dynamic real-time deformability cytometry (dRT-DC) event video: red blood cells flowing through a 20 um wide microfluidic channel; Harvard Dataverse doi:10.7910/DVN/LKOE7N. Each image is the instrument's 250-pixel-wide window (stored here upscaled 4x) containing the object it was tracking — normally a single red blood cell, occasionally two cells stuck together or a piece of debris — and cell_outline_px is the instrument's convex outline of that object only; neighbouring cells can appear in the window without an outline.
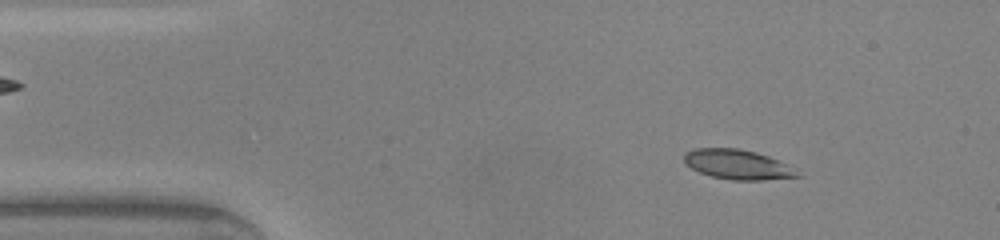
{"species": "common noctule bat (a hibernating species)", "species_latin": "Nyctalus noctula", "temperature_condition": "warm", "stored_images_in_passage": 46, "camera_frame_rate_fps": 3000, "um_per_image_px": 0.085, "animal": {"sex": "male", "body_mass_g": 20.0, "forearm_length_mm": 53.3}, "frame": {"image": 1, "passage_image": 5, "time_ms": 1.333, "image_size_px": [1000, 240], "cell_outline_px": [[804, 176], [764, 180], [732, 180], [712, 176], [700, 172], [684, 164], [684, 152], [696, 148], [740, 148], [756, 152], [768, 156], [784, 164]], "centroid_in_image_um": [62.65, 13.98], "position_along_channel_um": 22.3, "area_um2": 19.48}}
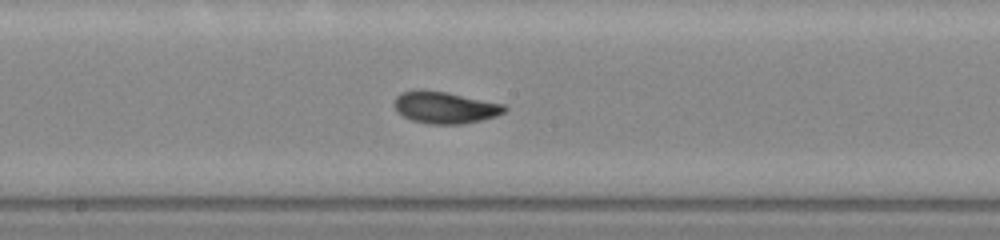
{"frame": {"image": 2, "passage_image": 23, "time_ms": 7.333, "image_size_px": [1000, 240], "cell_outline_px": [[508, 108], [504, 112], [496, 116], [464, 124], [432, 124], [412, 120], [404, 116], [396, 108], [396, 96], [400, 92], [444, 92], [504, 104]], "centroid_in_image_um": [37.89, 9.17], "position_along_channel_um": 210.3, "area_um2": 19.59}}
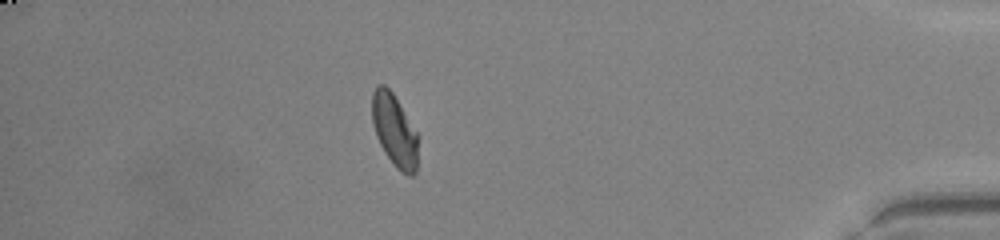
{"frame": {"image": 3, "passage_image": 40, "time_ms": 13.0, "image_size_px": [1000, 240], "cell_outline_px": [[420, 136], [416, 172], [412, 176], [408, 176], [400, 172], [396, 168], [384, 152], [376, 136], [372, 124], [372, 92], [376, 84], [384, 84], [392, 92]], "centroid_in_image_um": [33.56, 11.11], "position_along_channel_um": 401.6, "area_um2": 19.94}, "authors_computed_cell_mechanics": {"area_um2": 19.8254, "velocity_mm_per_s": 4.2395, "shape_relaxation_time_tau1_ms": 5.6364, "shape_relaxation_time_tau2_ms": 1.0309, "deformation_change_tau1": 0.1764, "deformation_change_tau2": 0.0402}}